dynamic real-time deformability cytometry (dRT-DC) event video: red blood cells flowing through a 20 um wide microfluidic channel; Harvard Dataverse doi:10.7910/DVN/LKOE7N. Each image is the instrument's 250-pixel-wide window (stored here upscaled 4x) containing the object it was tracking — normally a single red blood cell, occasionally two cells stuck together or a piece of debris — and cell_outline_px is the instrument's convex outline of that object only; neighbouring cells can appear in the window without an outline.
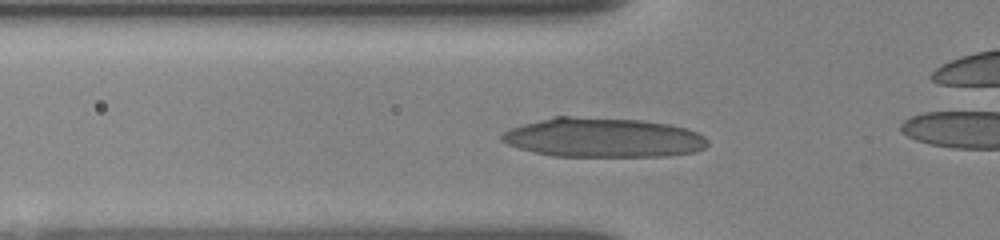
{"species": "human", "species_latin": "Homo sapiens", "temperature_condition": "room temperature", "stored_images_in_passage": 42, "camera_frame_rate_fps": 3000, "um_per_image_px": 0.085, "donor": {"sex": "female"}, "frame": {"image": 1, "passage_image": 12, "time_ms": 4.0, "image_size_px": [1000, 240], "cell_outline_px": [[708, 144], [704, 148], [692, 152], [668, 156], [556, 156], [536, 152], [520, 148], [508, 144], [500, 140], [500, 136], [504, 132], [512, 128], [524, 124], [556, 116], [572, 116], [640, 120], [668, 124], [688, 128], [704, 136], [708, 140]], "centroid_in_image_um": [51.29, 11.69], "position_along_channel_um": 74.5, "area_um2": 47.05}}
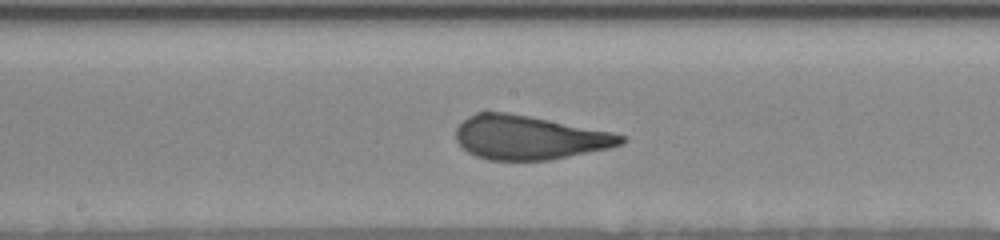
{"frame": {"image": 2, "passage_image": 25, "time_ms": 7.333, "image_size_px": [1000, 240], "cell_outline_px": [[628, 140], [620, 144], [608, 148], [548, 160], [488, 160], [476, 156], [468, 152], [456, 140], [456, 128], [468, 116], [476, 112], [508, 112], [612, 132], [624, 136]], "centroid_in_image_um": [44.94, 11.69], "position_along_channel_um": 203.3, "area_um2": 41.91}}
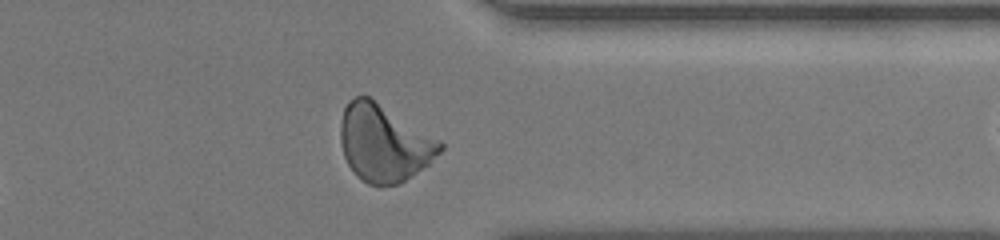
{"frame": {"image": 3, "passage_image": 41, "time_ms": 12.0, "image_size_px": [1000, 240], "cell_outline_px": [[444, 148], [428, 164], [400, 184], [380, 188], [368, 184], [356, 176], [348, 164], [344, 156], [340, 140], [340, 124], [344, 108], [356, 96], [368, 96], [440, 140], [444, 144]], "centroid_in_image_um": [32.63, 12.21], "position_along_channel_um": 378.8, "area_um2": 44.56}}